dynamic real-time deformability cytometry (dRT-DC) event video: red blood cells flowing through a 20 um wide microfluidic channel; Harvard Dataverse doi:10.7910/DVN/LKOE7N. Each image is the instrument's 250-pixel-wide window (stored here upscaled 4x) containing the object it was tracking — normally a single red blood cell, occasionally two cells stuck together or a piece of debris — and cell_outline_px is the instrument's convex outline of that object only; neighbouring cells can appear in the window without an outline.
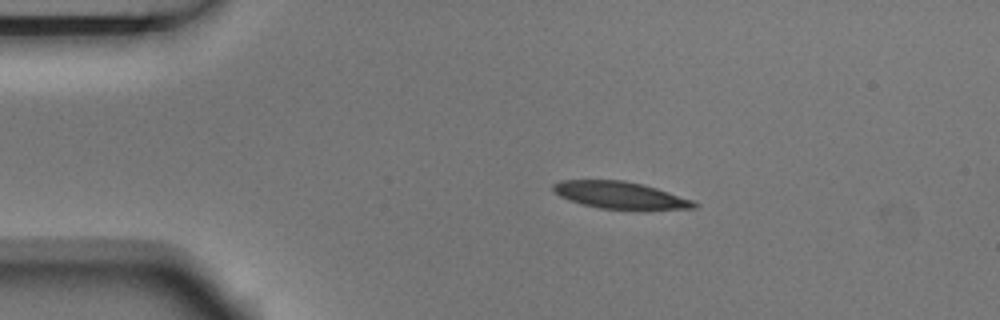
{"species": "Egyptian fruit bat (a non-hibernating species)", "species_latin": "Rousettus aegyptiacus", "temperature_condition": "room temperature", "stored_images_in_passage": 4, "camera_frame_rate_fps": 3000, "um_per_image_px": 0.085, "animal": {"sex": "male"}, "frame": {"image": 1, "passage_image": 1, "time_ms": 0.0, "image_size_px": [1000, 320], "cell_outline_px": [[700, 204], [696, 208], [644, 212], [600, 208], [568, 200], [560, 196], [552, 188], [552, 184], [560, 180], [624, 180], [644, 184], [692, 200]], "centroid_in_image_um": [52.8, 16.63], "position_along_channel_um": 32.2, "area_um2": 23.0}}
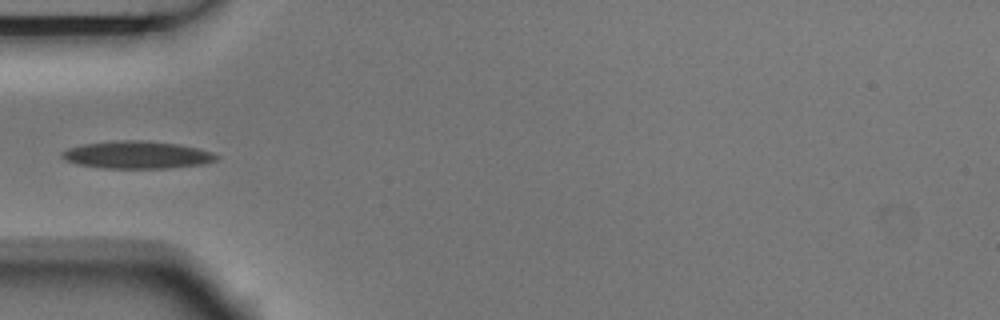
{"frame": {"image": 2, "passage_image": 3, "time_ms": 0.667, "image_size_px": [1000, 320], "cell_outline_px": [[220, 156], [216, 160], [204, 164], [168, 168], [100, 168], [76, 164], [64, 160], [60, 156], [60, 152], [68, 148], [84, 144], [120, 140], [148, 140], [180, 144], [200, 148], [212, 152]], "centroid_in_image_um": [11.65, 13.16], "position_along_channel_um": 73.3, "area_um2": 25.09}}
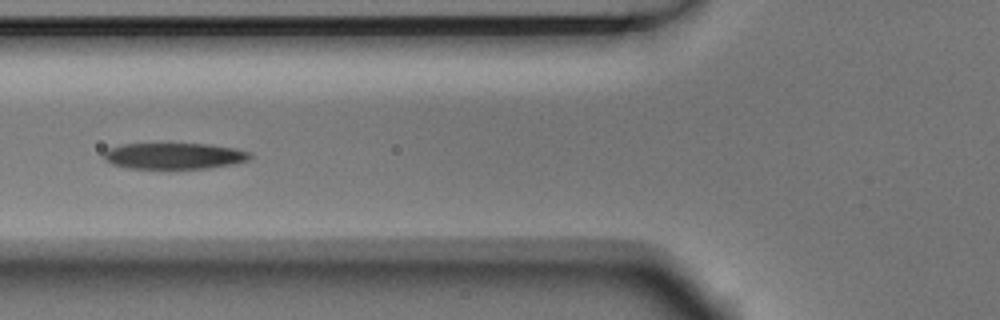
{"frame": {"image": 3, "passage_image": 4, "time_ms": 1.0, "image_size_px": [1000, 320], "cell_outline_px": [[252, 156], [248, 160], [232, 164], [208, 168], [128, 168], [112, 164], [104, 156], [104, 152], [108, 148], [124, 144], [208, 144], [236, 148], [252, 152]], "centroid_in_image_um": [14.85, 13.25], "position_along_channel_um": 110.9, "area_um2": 22.14}}